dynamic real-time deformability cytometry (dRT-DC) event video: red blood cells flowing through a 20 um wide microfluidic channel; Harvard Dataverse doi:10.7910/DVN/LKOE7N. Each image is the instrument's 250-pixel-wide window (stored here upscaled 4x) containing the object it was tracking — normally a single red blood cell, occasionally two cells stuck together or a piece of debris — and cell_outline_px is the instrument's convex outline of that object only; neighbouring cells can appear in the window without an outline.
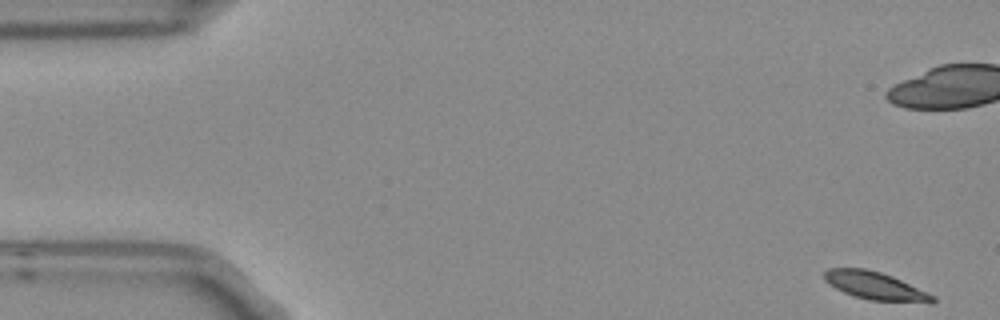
{"species": "Egyptian fruit bat (a non-hibernating species)", "species_latin": "Rousettus aegyptiacus", "temperature_condition": "room temperature", "stored_images_in_passage": 7, "camera_frame_rate_fps": 3000, "um_per_image_px": 0.085, "frame": {"image": 1, "passage_image": 1, "time_ms": 0.0, "image_size_px": [1000, 320], "cell_outline_px": [[936, 300], [932, 304], [868, 300], [844, 292], [828, 284], [824, 280], [824, 272], [828, 268], [864, 268], [880, 272], [892, 276], [936, 296]], "centroid_in_image_um": [74.44, 24.31], "position_along_channel_um": 10.6, "area_um2": 17.74}}